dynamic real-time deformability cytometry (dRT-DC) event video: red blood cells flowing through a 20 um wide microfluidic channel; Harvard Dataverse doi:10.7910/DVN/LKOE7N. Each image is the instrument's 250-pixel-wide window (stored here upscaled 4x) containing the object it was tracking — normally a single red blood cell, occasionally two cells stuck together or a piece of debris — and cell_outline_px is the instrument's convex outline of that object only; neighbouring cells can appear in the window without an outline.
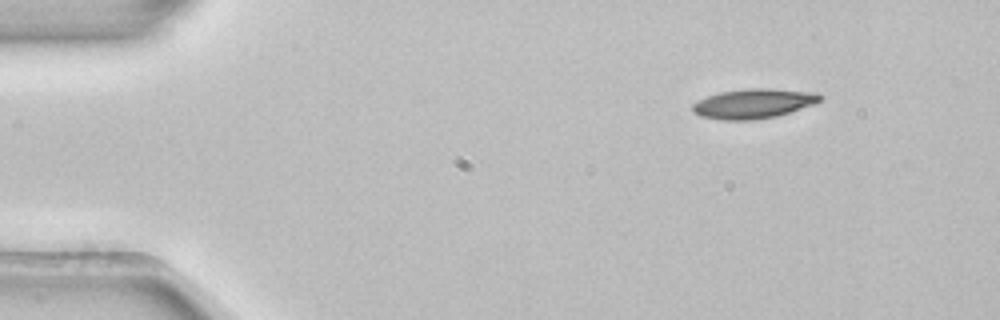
{"species": "common noctule bat (a hibernating species)", "species_latin": "Nyctalus noctula", "temperature_condition": "room temperature", "stored_images_in_passage": 3, "camera_frame_rate_fps": 3000, "um_per_image_px": 0.085, "animal": {"sex": "female", "body_mass_g": 22.7, "forearm_length_mm": 54.2}, "frame": {"image": 1, "passage_image": 1, "time_ms": 0.0, "image_size_px": [1000, 320], "cell_outline_px": [[824, 96], [816, 104], [776, 116], [752, 120], [720, 120], [700, 116], [692, 112], [692, 104], [696, 100], [720, 92], [744, 88], [768, 88], [820, 92]], "centroid_in_image_um": [64.06, 8.79], "position_along_channel_um": 20.9, "area_um2": 22.43}}